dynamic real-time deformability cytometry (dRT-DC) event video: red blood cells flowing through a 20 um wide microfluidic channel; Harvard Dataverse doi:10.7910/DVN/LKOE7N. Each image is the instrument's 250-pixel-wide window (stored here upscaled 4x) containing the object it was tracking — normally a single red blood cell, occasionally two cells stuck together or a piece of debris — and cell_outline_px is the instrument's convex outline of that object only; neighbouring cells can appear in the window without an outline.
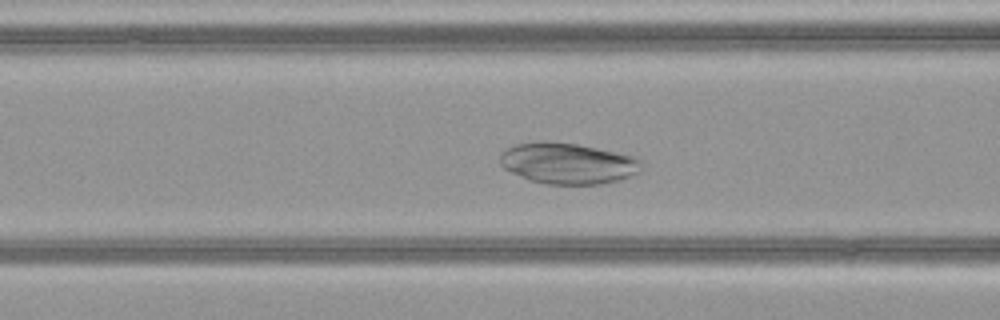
{"species": "common noctule bat (a hibernating species)", "species_latin": "Nyctalus noctula", "temperature_condition": "warm", "stored_images_in_passage": 44, "camera_frame_rate_fps": 3000, "um_per_image_px": 0.085, "animal": {"sex": "female", "body_mass_g": 21.9}, "frame": {"image": 1, "passage_image": 14, "time_ms": 4.333, "image_size_px": [1000, 320], "cell_outline_px": [[644, 164], [640, 172], [620, 180], [600, 184], [548, 184], [532, 180], [512, 172], [504, 168], [500, 164], [500, 152], [516, 144], [576, 144], [636, 156]], "centroid_in_image_um": [48.35, 13.92], "position_along_channel_um": 118.2, "area_um2": 33.0}}
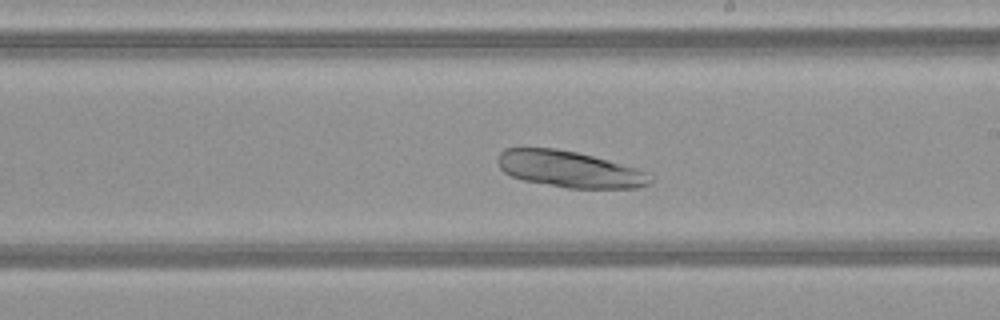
{"frame": {"image": 2, "passage_image": 23, "time_ms": 7.333, "image_size_px": [1000, 320], "cell_outline_px": [[652, 184], [640, 188], [568, 188], [524, 180], [512, 176], [504, 172], [500, 168], [496, 160], [500, 152], [504, 148], [556, 148], [576, 152], [608, 160], [636, 168], [644, 172], [652, 180]], "centroid_in_image_um": [48.38, 14.38], "position_along_channel_um": 240.6, "area_um2": 32.19}}
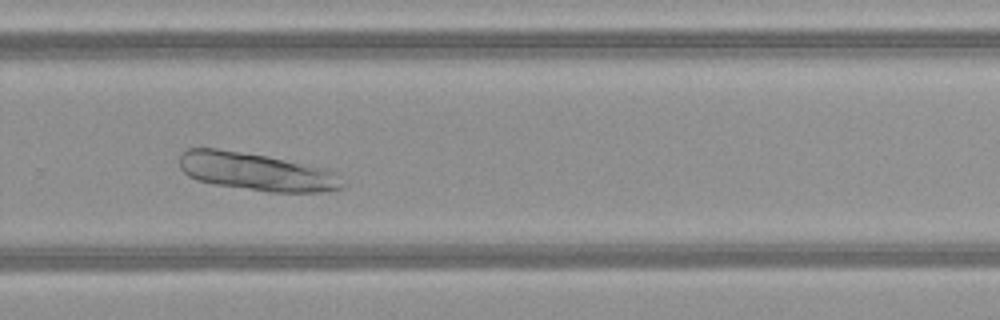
{"frame": {"image": 3, "passage_image": 28, "time_ms": 9.0, "image_size_px": [1000, 320], "cell_outline_px": [[348, 184], [344, 188], [324, 192], [268, 192], [216, 184], [196, 180], [188, 176], [180, 168], [180, 152], [188, 148], [216, 148], [268, 156], [324, 168], [336, 172]], "centroid_in_image_um": [21.83, 14.6], "position_along_channel_um": 308.0, "area_um2": 36.24}}